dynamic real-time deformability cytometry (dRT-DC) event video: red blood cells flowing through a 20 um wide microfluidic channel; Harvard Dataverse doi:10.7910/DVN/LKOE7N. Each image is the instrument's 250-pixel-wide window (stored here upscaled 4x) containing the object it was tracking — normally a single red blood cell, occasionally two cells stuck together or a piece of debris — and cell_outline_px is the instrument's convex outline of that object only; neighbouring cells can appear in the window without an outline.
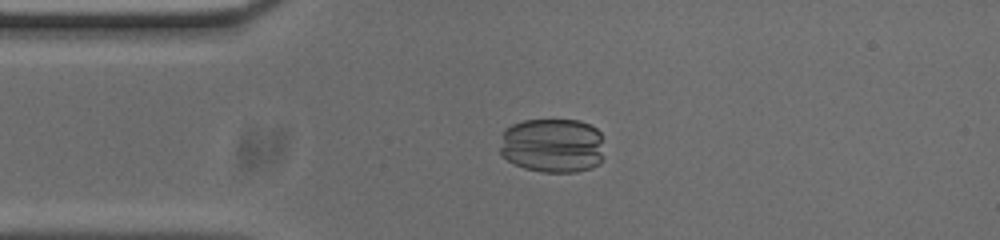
{"species": "common noctule bat (a hibernating species)", "species_latin": "Nyctalus noctula", "temperature_condition": "cold", "stored_images_in_passage": 53, "camera_frame_rate_fps": 3000, "um_per_image_px": 0.085, "animal": {"sex": "male", "body_mass_g": 20.0, "forearm_length_mm": 53.3}, "frame": {"image": 1, "passage_image": 11, "time_ms": 3.333, "image_size_px": [1000, 240], "cell_outline_px": [[604, 156], [600, 164], [592, 168], [576, 172], [540, 172], [524, 168], [508, 160], [500, 152], [500, 148], [504, 132], [512, 124], [524, 120], [580, 120], [596, 128], [600, 132]], "centroid_in_image_um": [47.01, 12.38], "position_along_channel_um": 38.0, "area_um2": 33.41}}
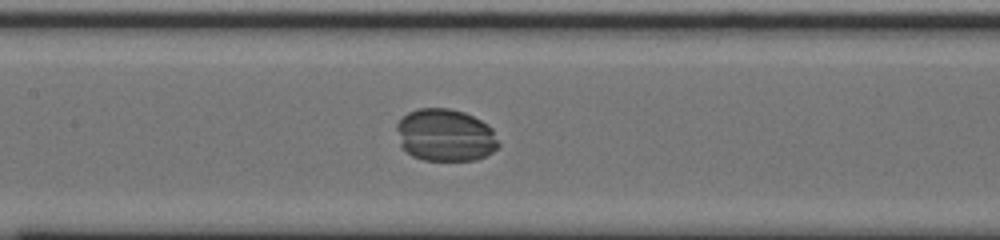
{"frame": {"image": 2, "passage_image": 23, "time_ms": 7.333, "image_size_px": [1000, 240], "cell_outline_px": [[500, 144], [492, 152], [476, 160], [424, 160], [412, 156], [400, 144], [396, 128], [396, 124], [408, 112], [420, 108], [448, 108], [464, 112], [488, 124], [492, 128]], "centroid_in_image_um": [37.86, 11.49], "position_along_channel_um": 169.5, "area_um2": 31.04}}
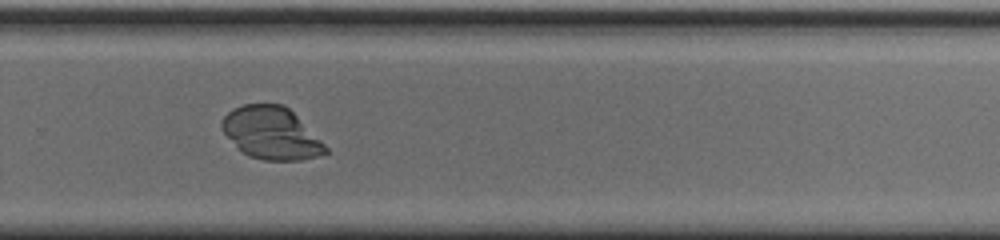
{"frame": {"image": 3, "passage_image": 34, "time_ms": 11.0, "image_size_px": [1000, 240], "cell_outline_px": [[328, 152], [316, 156], [300, 160], [264, 160], [248, 156], [240, 152], [236, 148], [220, 128], [220, 120], [232, 108], [244, 104], [284, 104], [328, 148]], "centroid_in_image_um": [22.98, 11.32], "position_along_channel_um": 306.8, "area_um2": 31.5}}